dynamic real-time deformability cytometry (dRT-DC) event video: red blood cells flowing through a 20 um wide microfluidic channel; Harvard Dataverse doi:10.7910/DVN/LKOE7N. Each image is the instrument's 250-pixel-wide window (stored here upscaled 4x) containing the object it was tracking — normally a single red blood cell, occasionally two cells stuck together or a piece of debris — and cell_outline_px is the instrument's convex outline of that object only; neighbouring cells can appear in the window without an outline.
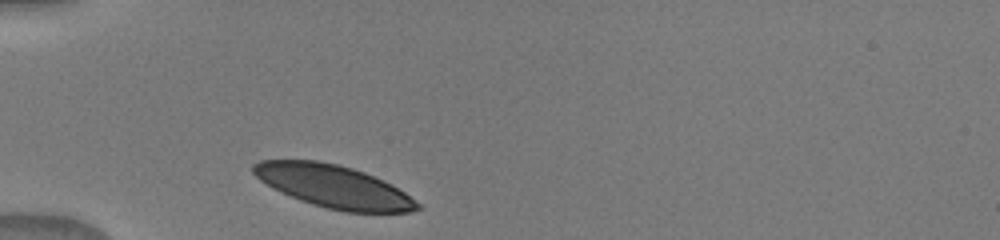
{"species": "human", "species_latin": "Homo sapiens", "temperature_condition": "warm", "stored_images_in_passage": 4, "camera_frame_rate_fps": 3000, "um_per_image_px": 0.085, "donor": {"sex": "male"}, "frame": {"image": 1, "passage_image": 1, "time_ms": 0.0, "image_size_px": [1000, 240], "cell_outline_px": [[420, 208], [412, 212], [344, 212], [312, 204], [300, 200], [272, 188], [260, 180], [252, 172], [252, 164], [260, 160], [320, 160], [352, 168], [364, 172], [392, 184], [404, 192], [420, 204]], "centroid_in_image_um": [28.34, 15.84], "position_along_channel_um": 56.7, "area_um2": 40.69}}
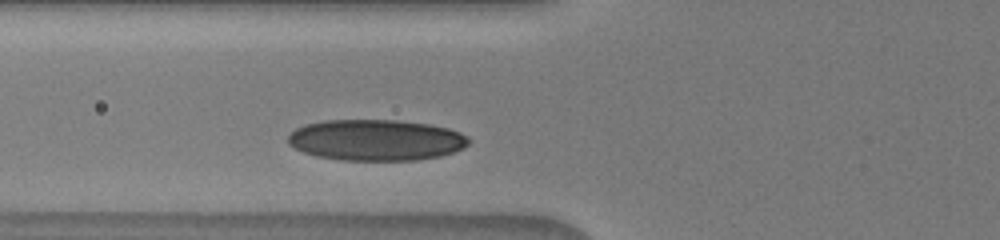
{"frame": {"image": 2, "passage_image": 4, "time_ms": 1.333, "image_size_px": [1000, 240], "cell_outline_px": [[468, 144], [464, 148], [440, 156], [416, 160], [340, 160], [316, 156], [304, 152], [288, 144], [288, 136], [296, 128], [304, 124], [324, 120], [396, 120], [428, 124], [448, 128], [460, 132], [468, 136]], "centroid_in_image_um": [31.95, 11.9], "position_along_channel_um": 93.8, "area_um2": 43.29}}